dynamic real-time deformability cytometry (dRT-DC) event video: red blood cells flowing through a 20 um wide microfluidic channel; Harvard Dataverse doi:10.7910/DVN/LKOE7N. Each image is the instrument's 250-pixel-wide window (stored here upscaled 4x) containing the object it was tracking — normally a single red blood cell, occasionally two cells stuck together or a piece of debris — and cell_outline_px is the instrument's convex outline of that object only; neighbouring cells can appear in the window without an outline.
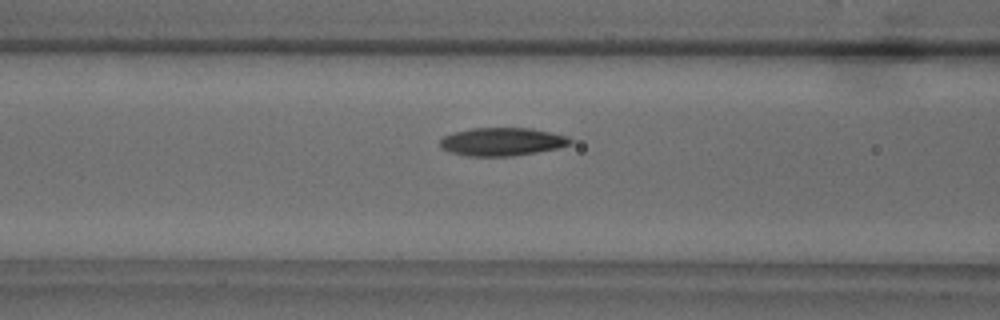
{"species": "common noctule bat (a hibernating species)", "species_latin": "Nyctalus noctula", "temperature_condition": "warm", "stored_images_in_passage": 27, "camera_frame_rate_fps": 3000, "um_per_image_px": 0.085, "animal": {"sex": "male", "body_mass_g": 18.8}, "frame": {"image": 1, "passage_image": 5, "time_ms": 1.333, "image_size_px": [1000, 320], "cell_outline_px": [[572, 144], [560, 148], [536, 152], [508, 156], [468, 156], [448, 152], [440, 148], [440, 140], [444, 136], [456, 132], [472, 128], [532, 128], [568, 136], [572, 140]], "centroid_in_image_um": [42.69, 12.05], "position_along_channel_um": 123.9, "area_um2": 21.39}}
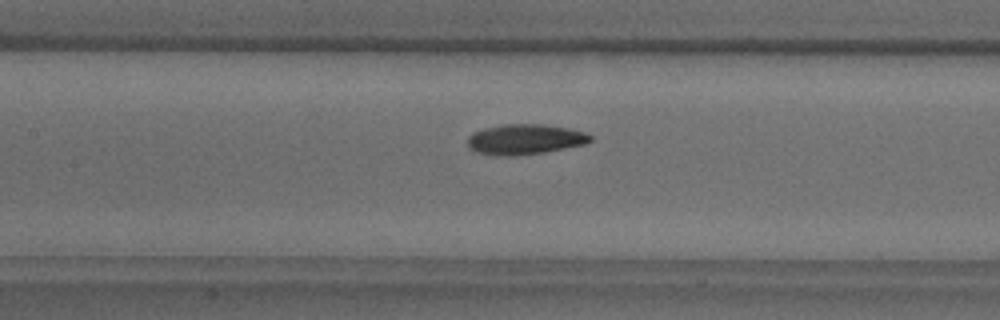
{"frame": {"image": 2, "passage_image": 8, "time_ms": 2.333, "image_size_px": [1000, 320], "cell_outline_px": [[592, 140], [584, 144], [544, 152], [512, 156], [500, 156], [476, 152], [468, 148], [468, 136], [472, 132], [484, 128], [504, 124], [544, 124], [568, 128], [584, 132], [592, 136]], "centroid_in_image_um": [44.58, 11.84], "position_along_channel_um": 162.8, "area_um2": 21.68}}